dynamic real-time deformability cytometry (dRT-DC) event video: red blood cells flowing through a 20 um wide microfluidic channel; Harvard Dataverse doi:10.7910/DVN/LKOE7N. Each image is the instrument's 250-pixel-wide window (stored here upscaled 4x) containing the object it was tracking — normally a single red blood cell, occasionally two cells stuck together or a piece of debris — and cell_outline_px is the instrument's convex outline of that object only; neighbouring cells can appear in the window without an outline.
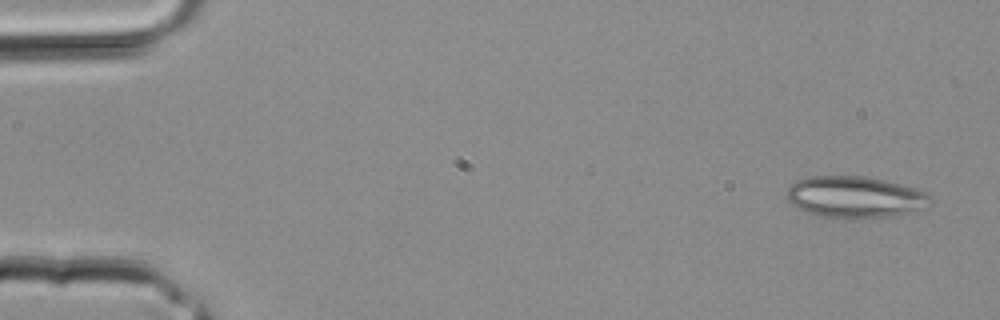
{"species": "common noctule bat (a hibernating species)", "species_latin": "Nyctalus noctula", "temperature_condition": "room temperature", "stored_images_in_passage": 2, "camera_frame_rate_fps": 3000, "um_per_image_px": 0.085, "animal": {"sex": "male", "body_mass_g": 20.4}, "frame": {"image": 1, "passage_image": 2, "time_ms": 0.333, "image_size_px": [1000, 320], "cell_outline_px": [[932, 196], [916, 208], [908, 212], [892, 216], [852, 220], [840, 220], [820, 216], [808, 212], [792, 204], [788, 200], [788, 188], [796, 180], [808, 176], [864, 176], [884, 180], [916, 188]], "centroid_in_image_um": [72.58, 16.76], "position_along_channel_um": 12.4, "area_um2": 34.51}}